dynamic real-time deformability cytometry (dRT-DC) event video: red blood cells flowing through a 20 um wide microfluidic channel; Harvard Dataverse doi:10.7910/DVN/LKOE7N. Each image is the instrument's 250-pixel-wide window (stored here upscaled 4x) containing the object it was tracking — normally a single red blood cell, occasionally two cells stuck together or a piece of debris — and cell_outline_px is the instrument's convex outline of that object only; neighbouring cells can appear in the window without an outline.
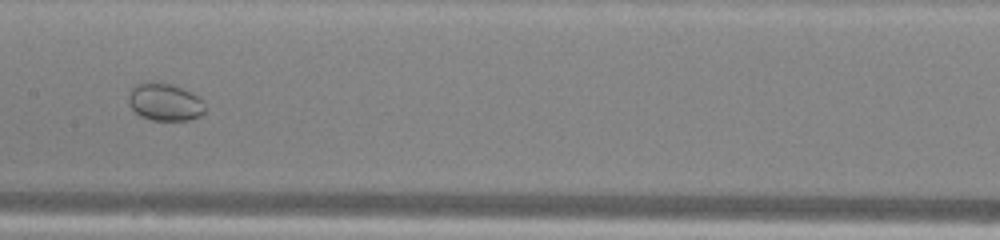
{"species": "common noctule bat (a hibernating species)", "species_latin": "Nyctalus noctula", "temperature_condition": "warm", "stored_images_in_passage": 51, "camera_frame_rate_fps": 3000, "um_per_image_px": 0.085, "animal": {"sex": "male", "body_mass_g": 13.0, "forearm_length_mm": 53.1}, "frame": {"image": 1, "passage_image": 26, "time_ms": 8.333, "image_size_px": [1000, 240], "cell_outline_px": [[200, 112], [196, 116], [180, 120], [156, 120], [144, 116], [136, 112], [132, 104], [132, 96], [136, 88], [148, 84], [160, 84], [176, 88], [192, 96]], "centroid_in_image_um": [13.92, 8.75], "position_along_channel_um": 193.5, "area_um2": 13.7}}
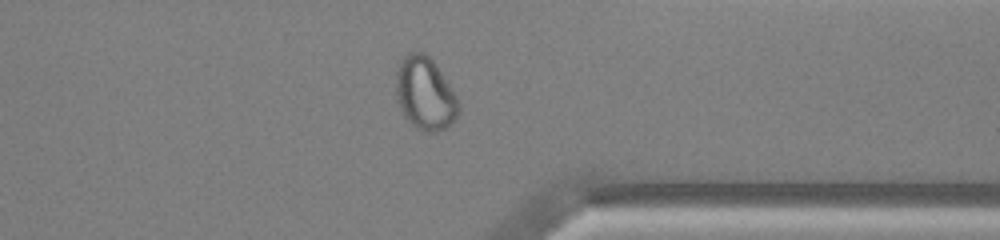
{"frame": {"image": 2, "passage_image": 40, "time_ms": 13.0, "image_size_px": [1000, 240], "cell_outline_px": [[456, 108], [452, 116], [444, 124], [424, 124], [416, 120], [408, 112], [404, 104], [400, 92], [400, 72], [404, 64], [412, 56], [424, 56], [432, 64], [452, 96]], "centroid_in_image_um": [36.15, 7.85], "position_along_channel_um": 375.2, "area_um2": 19.54}}
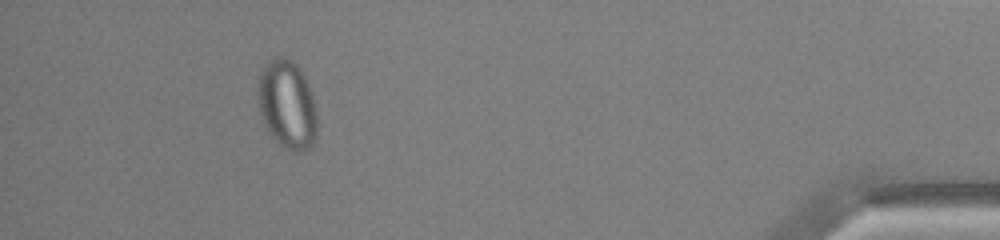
{"frame": {"image": 3, "passage_image": 47, "time_ms": 15.333, "image_size_px": [1000, 240], "cell_outline_px": [[312, 132], [308, 136], [284, 140], [268, 124], [264, 112], [264, 76], [276, 64], [288, 64], [300, 76], [304, 84], [312, 108]], "centroid_in_image_um": [24.4, 8.76], "position_along_channel_um": 410.8, "area_um2": 20.92}}